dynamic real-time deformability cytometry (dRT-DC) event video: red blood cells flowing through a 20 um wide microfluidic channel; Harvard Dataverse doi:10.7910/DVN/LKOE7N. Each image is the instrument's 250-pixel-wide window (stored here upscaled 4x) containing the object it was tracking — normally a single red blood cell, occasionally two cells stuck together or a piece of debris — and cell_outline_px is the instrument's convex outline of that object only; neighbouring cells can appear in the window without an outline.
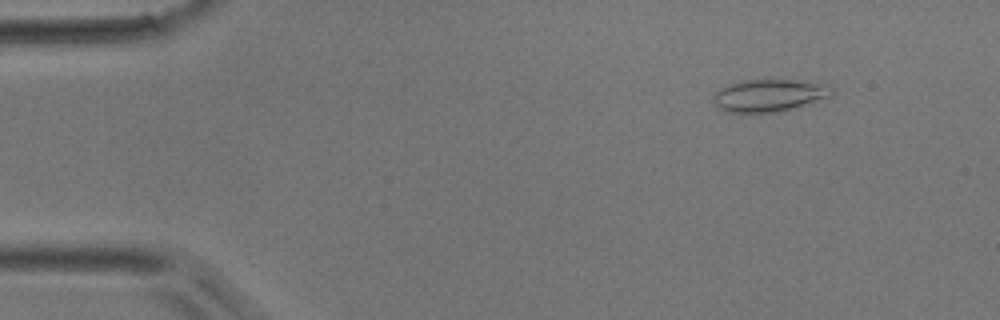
{"species": "common noctule bat (a hibernating species)", "species_latin": "Nyctalus noctula", "temperature_condition": "room temperature", "stored_images_in_passage": 4, "camera_frame_rate_fps": 3000, "um_per_image_px": 0.085, "animal": {"sex": "male", "body_mass_g": 17.9}, "frame": {"image": 1, "passage_image": 2, "time_ms": 0.333, "image_size_px": [1000, 320], "cell_outline_px": [[832, 96], [800, 108], [784, 112], [728, 112], [720, 108], [716, 104], [716, 92], [720, 88], [728, 84], [744, 80], [792, 80], [828, 84], [832, 88]], "centroid_in_image_um": [65.48, 8.12], "position_along_channel_um": 19.5, "area_um2": 22.43}}